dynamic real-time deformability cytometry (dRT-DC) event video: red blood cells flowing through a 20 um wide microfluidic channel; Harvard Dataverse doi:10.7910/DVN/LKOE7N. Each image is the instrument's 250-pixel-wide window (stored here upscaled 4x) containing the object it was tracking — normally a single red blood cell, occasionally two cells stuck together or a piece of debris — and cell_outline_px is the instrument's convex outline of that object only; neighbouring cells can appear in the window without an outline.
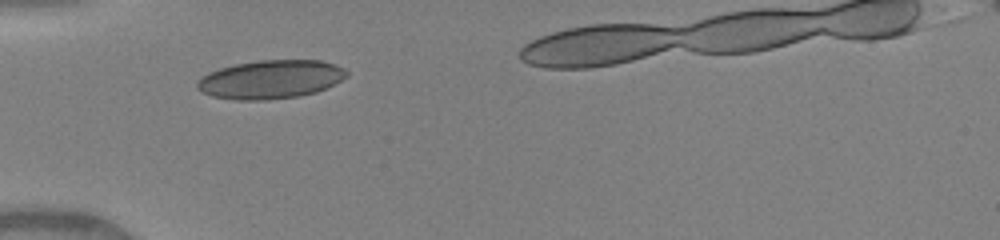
{"species": "human", "species_latin": "Homo sapiens", "temperature_condition": "warm", "stored_images_in_passage": 8, "segment_of_instrument_passage": [1, 2], "camera_frame_rate_fps": 3000, "um_per_image_px": 0.085, "donor": {"sex": "female"}, "frame": {"image": 1, "passage_image": 5, "time_ms": 2.333, "image_size_px": [1000, 240], "cell_outline_px": [[348, 76], [316, 92], [296, 96], [268, 100], [236, 100], [212, 96], [200, 92], [196, 88], [196, 84], [208, 72], [220, 68], [236, 64], [260, 60], [320, 60], [344, 68], [348, 72]], "centroid_in_image_um": [22.97, 6.75], "position_along_channel_um": 62.0, "area_um2": 33.35}}
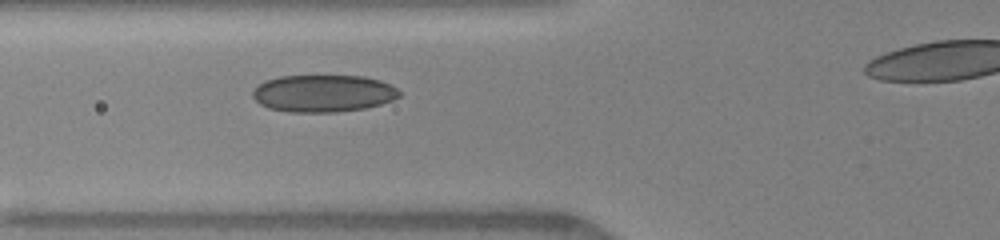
{"frame": {"image": 2, "passage_image": 7, "time_ms": 3.333, "image_size_px": [1000, 240], "cell_outline_px": [[400, 96], [392, 100], [380, 104], [364, 108], [336, 112], [288, 112], [268, 108], [260, 104], [252, 96], [252, 92], [264, 80], [280, 76], [364, 76], [380, 80], [396, 88], [400, 92]], "centroid_in_image_um": [27.46, 7.94], "position_along_channel_um": 98.3, "area_um2": 31.73}}